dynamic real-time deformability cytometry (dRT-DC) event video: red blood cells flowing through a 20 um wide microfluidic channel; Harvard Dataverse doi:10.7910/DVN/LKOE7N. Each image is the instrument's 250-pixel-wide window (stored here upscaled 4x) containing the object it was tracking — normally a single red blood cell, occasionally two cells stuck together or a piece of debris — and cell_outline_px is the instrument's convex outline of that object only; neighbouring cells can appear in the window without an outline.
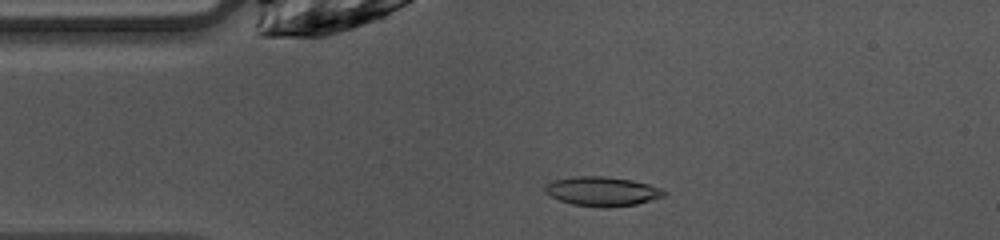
{"species": "common noctule bat (a hibernating species)", "species_latin": "Nyctalus noctula", "temperature_condition": "warm", "stored_images_in_passage": 24, "camera_frame_rate_fps": 3000, "um_per_image_px": 0.085, "animal": {"sex": "female", "body_mass_g": 10.0, "forearm_length_mm": 53.1}, "frame": {"image": 1, "passage_image": 9, "time_ms": 2.667, "image_size_px": [1000, 240], "cell_outline_px": [[668, 192], [664, 196], [652, 200], [636, 204], [608, 208], [604, 208], [572, 204], [560, 200], [544, 192], [544, 188], [552, 180], [576, 176], [604, 176], [632, 180], [648, 184], [660, 188]], "centroid_in_image_um": [51.2, 16.27], "position_along_channel_um": 33.8, "area_um2": 20.35}}
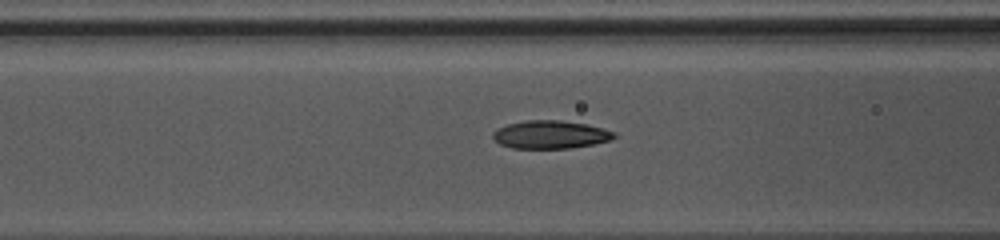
{"frame": {"image": 2, "passage_image": 17, "time_ms": 5.333, "image_size_px": [1000, 240], "cell_outline_px": [[616, 136], [608, 140], [592, 144], [568, 148], [512, 148], [500, 144], [492, 136], [492, 132], [496, 128], [508, 124], [528, 120], [560, 120], [588, 124], [616, 132]], "centroid_in_image_um": [46.76, 11.43], "position_along_channel_um": 119.8, "area_um2": 19.71}}
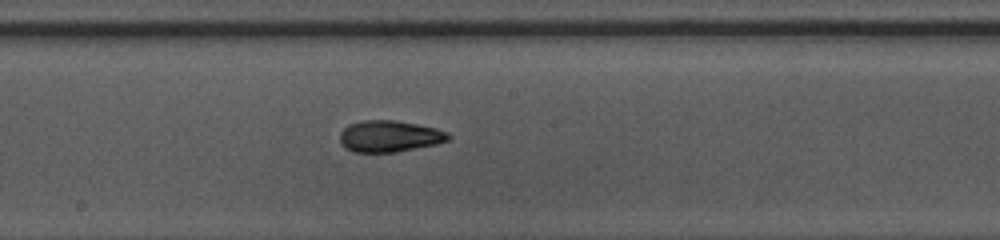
{"frame": {"image": 3, "passage_image": 24, "time_ms": 7.667, "image_size_px": [1000, 240], "cell_outline_px": [[452, 136], [448, 140], [436, 144], [396, 152], [356, 152], [344, 148], [340, 144], [340, 132], [348, 124], [364, 120], [396, 120], [436, 128], [448, 132]], "centroid_in_image_um": [33.09, 11.58], "position_along_channel_um": 215.1, "area_um2": 20.0}}